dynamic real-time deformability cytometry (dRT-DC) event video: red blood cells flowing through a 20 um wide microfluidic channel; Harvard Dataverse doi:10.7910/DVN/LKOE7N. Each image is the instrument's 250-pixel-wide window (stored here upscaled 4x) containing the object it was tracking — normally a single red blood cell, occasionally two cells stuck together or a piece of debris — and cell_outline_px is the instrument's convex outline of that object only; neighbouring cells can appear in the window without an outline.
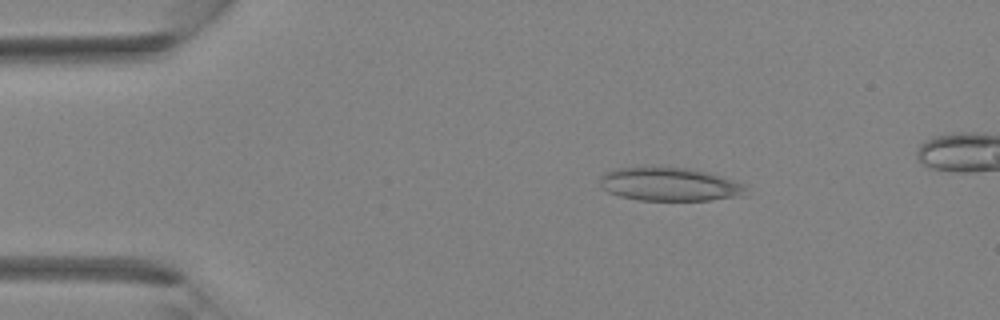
{"species": "Egyptian fruit bat (a non-hibernating species)", "species_latin": "Rousettus aegyptiacus", "temperature_condition": "room temperature", "stored_images_in_passage": 4, "camera_frame_rate_fps": 3000, "um_per_image_px": 0.085, "animal": {"sex": "female"}, "frame": {"image": 1, "passage_image": 2, "time_ms": 1.0, "image_size_px": [1000, 320], "cell_outline_px": [[748, 184], [740, 196], [708, 200], [636, 200], [620, 196], [608, 192], [600, 188], [600, 176], [604, 172], [612, 168], [688, 168], [720, 176]], "centroid_in_image_um": [56.85, 15.67], "position_along_channel_um": 28.1, "area_um2": 28.21}}